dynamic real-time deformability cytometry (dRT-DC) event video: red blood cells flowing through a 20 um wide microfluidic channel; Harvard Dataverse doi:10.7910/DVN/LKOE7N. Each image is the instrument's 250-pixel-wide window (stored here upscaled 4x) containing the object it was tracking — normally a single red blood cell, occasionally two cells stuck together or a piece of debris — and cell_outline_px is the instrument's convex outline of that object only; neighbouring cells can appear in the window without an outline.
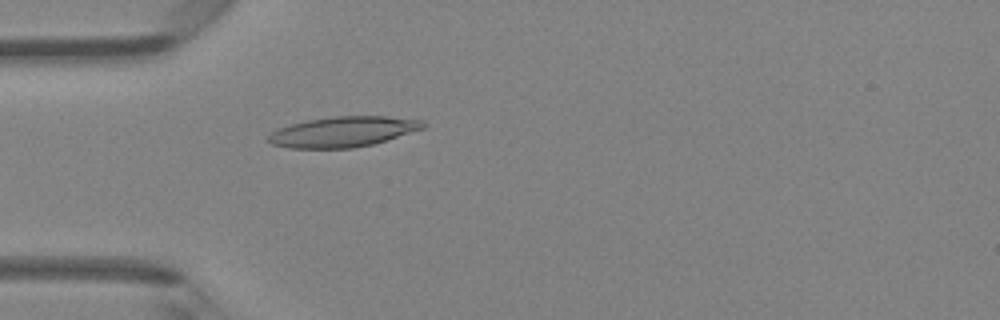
{"species": "Egyptian fruit bat (a non-hibernating species)", "species_latin": "Rousettus aegyptiacus", "temperature_condition": "room temperature", "stored_images_in_passage": 42, "camera_frame_rate_fps": 3000, "um_per_image_px": 0.085, "animal": {"sex": "female"}, "frame": {"image": 1, "passage_image": 9, "time_ms": 2.667, "image_size_px": [1000, 320], "cell_outline_px": [[428, 124], [424, 128], [372, 144], [352, 148], [292, 148], [272, 144], [268, 140], [268, 136], [276, 128], [308, 120], [332, 116], [384, 116], [420, 120]], "centroid_in_image_um": [29.14, 11.19], "position_along_channel_um": 55.9, "area_um2": 27.11}}
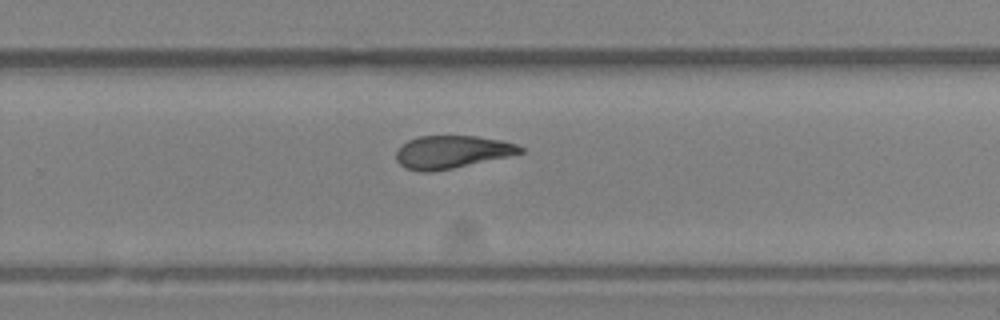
{"frame": {"image": 2, "passage_image": 26, "time_ms": 8.333, "image_size_px": [1000, 320], "cell_outline_px": [[524, 152], [508, 156], [452, 168], [432, 172], [420, 172], [404, 168], [396, 160], [396, 152], [408, 140], [420, 136], [476, 136], [500, 140], [516, 144], [524, 148]], "centroid_in_image_um": [38.39, 12.92], "position_along_channel_um": 291.4, "area_um2": 23.52}}
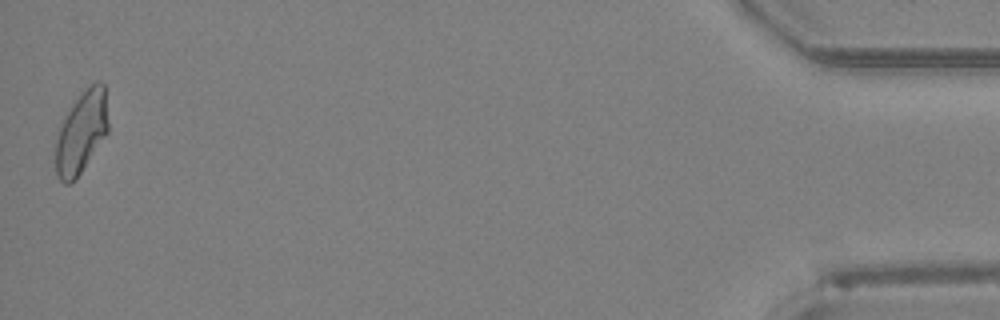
{"frame": {"image": 3, "passage_image": 42, "time_ms": 13.667, "image_size_px": [1000, 320], "cell_outline_px": [[108, 132], [80, 172], [68, 184], [64, 184], [56, 176], [56, 132], [64, 116], [80, 92], [96, 80], [100, 80], [104, 84], [108, 120]], "centroid_in_image_um": [6.91, 11.18], "position_along_channel_um": 428.3, "area_um2": 25.14}, "authors_computed_cell_mechanics": {"area_um2": 24.9696, "velocity_mm_per_s": 4.2861, "shape_relaxation_time_tau1_ms": 5.3781, "shape_relaxation_time_tau2_ms": 1.9547, "deformation_change_tau1": 0.1771, "deformation_change_tau2": 0.0861}}